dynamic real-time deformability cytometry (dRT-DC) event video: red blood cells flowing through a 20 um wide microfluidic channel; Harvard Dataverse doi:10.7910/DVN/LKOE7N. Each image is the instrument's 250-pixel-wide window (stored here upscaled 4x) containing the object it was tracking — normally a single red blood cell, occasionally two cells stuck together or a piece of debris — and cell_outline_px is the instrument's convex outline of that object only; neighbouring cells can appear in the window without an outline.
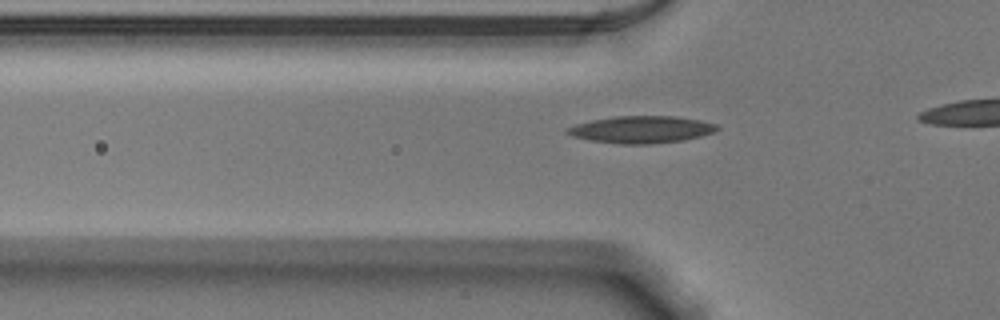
{"species": "Egyptian fruit bat (a non-hibernating species)", "species_latin": "Rousettus aegyptiacus", "temperature_condition": "warm", "stored_images_in_passage": 9, "camera_frame_rate_fps": 3000, "um_per_image_px": 0.085, "animal": {"sex": "male"}, "frame": {"image": 1, "passage_image": 3, "time_ms": 0.667, "image_size_px": [1000, 320], "cell_outline_px": [[720, 128], [712, 132], [700, 136], [684, 140], [648, 144], [620, 144], [592, 140], [572, 136], [564, 132], [568, 128], [576, 124], [592, 120], [616, 116], [672, 116], [700, 120], [716, 124]], "centroid_in_image_um": [54.51, 11.01], "position_along_channel_um": 71.3, "area_um2": 23.41}}
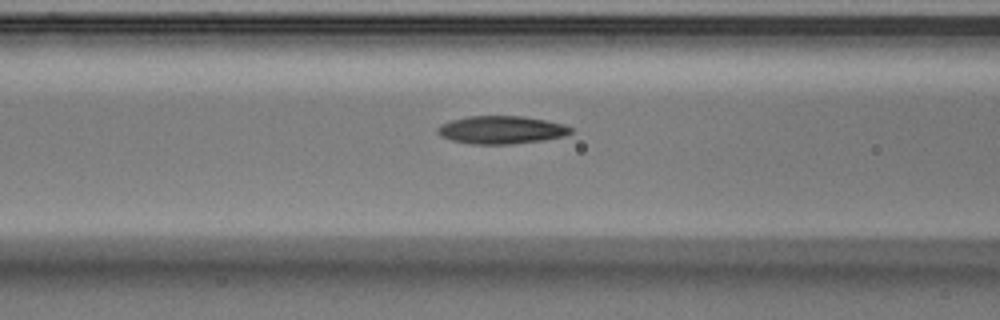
{"frame": {"image": 2, "passage_image": 7, "time_ms": 2.0, "image_size_px": [1000, 320], "cell_outline_px": [[572, 132], [564, 136], [544, 140], [508, 144], [472, 144], [452, 140], [440, 136], [436, 132], [436, 128], [440, 124], [452, 120], [468, 116], [524, 116], [564, 124], [572, 128]], "centroid_in_image_um": [42.59, 11.04], "position_along_channel_um": 124.0, "area_um2": 21.68}}